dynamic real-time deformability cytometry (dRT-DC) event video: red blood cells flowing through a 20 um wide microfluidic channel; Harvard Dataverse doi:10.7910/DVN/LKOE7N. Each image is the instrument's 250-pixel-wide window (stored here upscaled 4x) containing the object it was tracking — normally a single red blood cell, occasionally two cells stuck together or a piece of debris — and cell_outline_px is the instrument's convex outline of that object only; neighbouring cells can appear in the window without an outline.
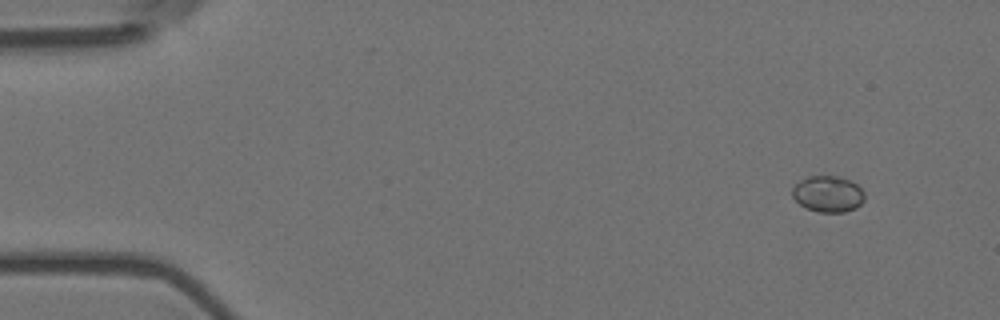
{"species": "Egyptian fruit bat (a non-hibernating species)", "species_latin": "Rousettus aegyptiacus", "temperature_condition": "room temperature", "stored_images_in_passage": 10, "camera_frame_rate_fps": 3000, "um_per_image_px": 0.085, "animal": {"sex": "female"}, "frame": {"image": 1, "passage_image": 1, "time_ms": 0.0, "image_size_px": [1000, 320], "cell_outline_px": [[864, 200], [856, 208], [844, 212], [820, 212], [808, 208], [800, 204], [792, 196], [792, 188], [800, 180], [808, 176], [840, 176], [856, 184], [864, 192]], "centroid_in_image_um": [70.38, 16.48], "position_along_channel_um": 14.6, "area_um2": 15.14}}
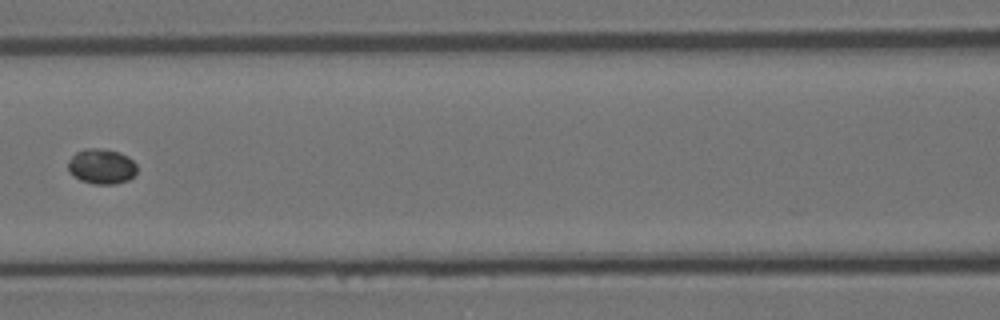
{"frame": {"image": 2, "passage_image": 7, "time_ms": 2.0, "image_size_px": [1000, 320], "cell_outline_px": [[136, 172], [128, 180], [116, 184], [92, 184], [80, 180], [72, 176], [68, 172], [68, 160], [76, 152], [84, 148], [100, 148], [120, 152], [128, 156], [136, 164]], "centroid_in_image_um": [8.6, 14.14], "position_along_channel_um": 158.0, "area_um2": 14.33}}
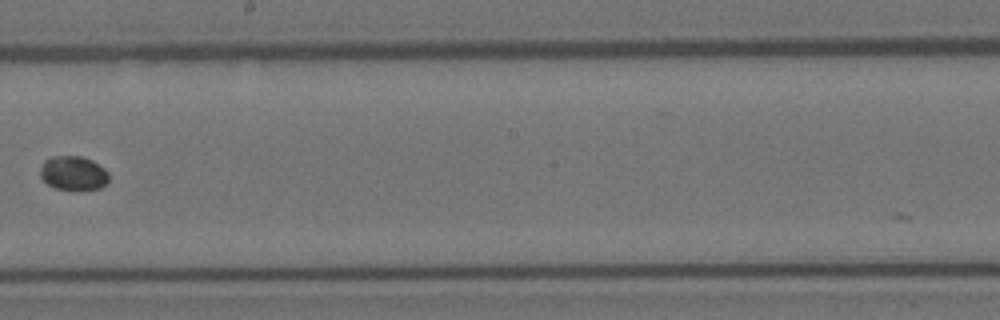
{"frame": {"image": 3, "passage_image": 9, "time_ms": 2.667, "image_size_px": [1000, 320], "cell_outline_px": [[108, 184], [100, 188], [72, 192], [56, 188], [48, 184], [40, 176], [40, 168], [44, 160], [52, 156], [80, 156], [92, 160], [104, 168], [108, 172]], "centroid_in_image_um": [6.24, 14.75], "position_along_channel_um": 242.0, "area_um2": 14.05}}